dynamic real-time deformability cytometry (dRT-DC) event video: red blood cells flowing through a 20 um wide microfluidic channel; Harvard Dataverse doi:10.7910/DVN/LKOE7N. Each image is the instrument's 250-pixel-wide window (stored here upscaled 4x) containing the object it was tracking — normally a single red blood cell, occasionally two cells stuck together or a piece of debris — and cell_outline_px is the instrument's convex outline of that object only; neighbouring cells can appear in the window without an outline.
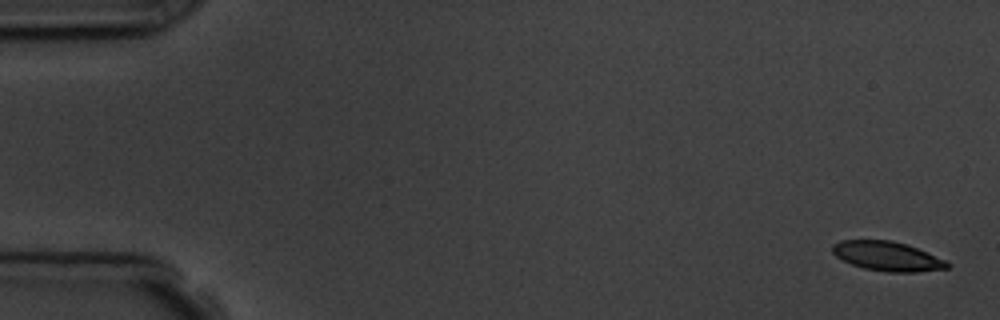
{"species": "common noctule bat (a hibernating species)", "species_latin": "Nyctalus noctula", "temperature_condition": "room temperature", "stored_images_in_passage": 5, "camera_frame_rate_fps": 3000, "um_per_image_px": 0.085, "animal": {"sex": "male", "body_mass_g": 19.5, "forearm_length_mm": 54.6}, "frame": {"image": 1, "passage_image": 1, "time_ms": 0.0, "image_size_px": [1000, 320], "cell_outline_px": [[952, 264], [948, 268], [916, 272], [888, 272], [864, 268], [852, 264], [836, 256], [832, 252], [832, 244], [840, 240], [892, 240], [916, 248], [944, 260]], "centroid_in_image_um": [75.39, 21.78], "position_along_channel_um": 9.6, "area_um2": 19.42}}
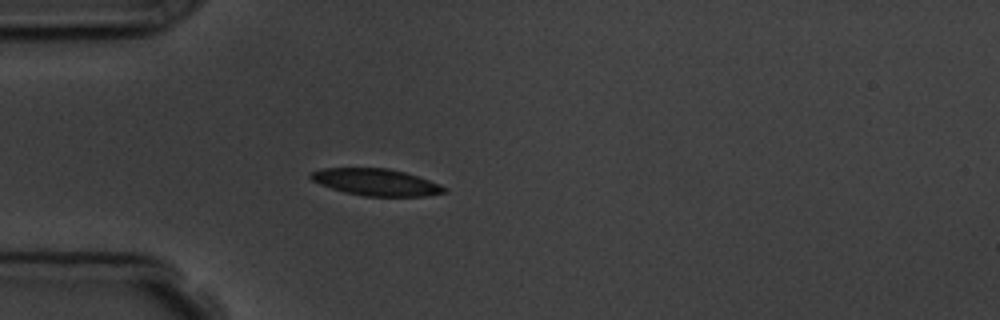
{"frame": {"image": 2, "passage_image": 5, "time_ms": 4.667, "image_size_px": [1000, 320], "cell_outline_px": [[448, 192], [428, 196], [364, 196], [344, 192], [320, 184], [312, 180], [308, 176], [308, 172], [324, 168], [388, 168], [404, 172], [440, 184], [448, 188]], "centroid_in_image_um": [31.97, 15.49], "position_along_channel_um": 53.0, "area_um2": 20.92}}